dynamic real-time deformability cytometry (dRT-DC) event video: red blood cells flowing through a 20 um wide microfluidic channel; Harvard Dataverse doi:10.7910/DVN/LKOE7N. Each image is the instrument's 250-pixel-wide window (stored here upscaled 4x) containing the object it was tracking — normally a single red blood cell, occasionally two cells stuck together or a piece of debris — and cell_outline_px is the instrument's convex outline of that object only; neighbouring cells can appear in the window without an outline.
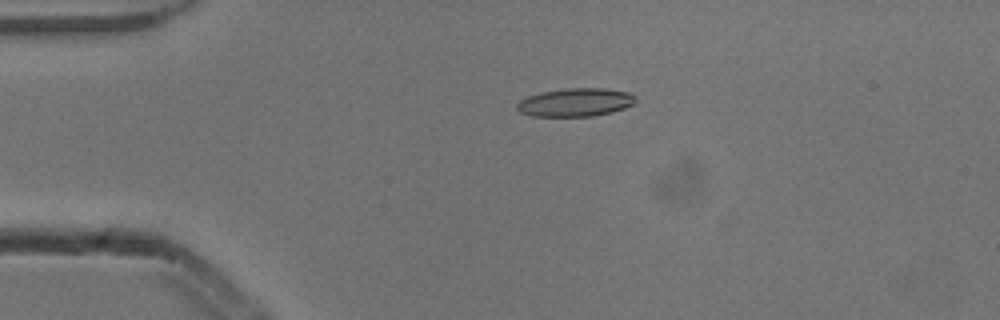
{"species": "common noctule bat (a hibernating species)", "species_latin": "Nyctalus noctula", "temperature_condition": "cold", "stored_images_in_passage": 4, "camera_frame_rate_fps": 3000, "um_per_image_px": 0.085, "animal": {"sex": "male", "body_mass_g": 13.3}, "frame": {"image": 1, "passage_image": 3, "time_ms": 0.667, "image_size_px": [1000, 320], "cell_outline_px": [[636, 100], [632, 104], [624, 108], [612, 112], [592, 116], [532, 116], [520, 112], [516, 108], [516, 104], [520, 100], [528, 96], [540, 92], [568, 88], [604, 88], [628, 92], [636, 96]], "centroid_in_image_um": [48.9, 8.69], "position_along_channel_um": 36.1, "area_um2": 19.54}}